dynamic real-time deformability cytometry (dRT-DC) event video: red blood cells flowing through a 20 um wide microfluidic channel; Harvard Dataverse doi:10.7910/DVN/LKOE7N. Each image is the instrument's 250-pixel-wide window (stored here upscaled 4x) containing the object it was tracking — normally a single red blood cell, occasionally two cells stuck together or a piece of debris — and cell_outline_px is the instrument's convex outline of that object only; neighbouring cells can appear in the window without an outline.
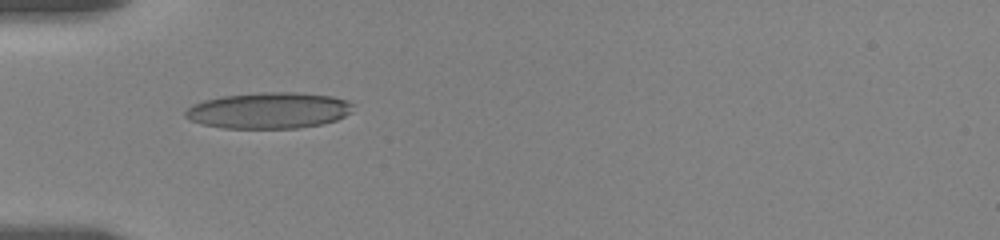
{"species": "human", "species_latin": "Homo sapiens", "temperature_condition": "room temperature", "stored_images_in_passage": 18, "camera_frame_rate_fps": 3000, "um_per_image_px": 0.085, "donor": {"sex": "female"}, "frame": {"image": 1, "passage_image": 1, "time_ms": 0.0, "image_size_px": [1000, 240], "cell_outline_px": [[352, 112], [336, 120], [320, 124], [300, 128], [224, 128], [204, 124], [188, 120], [184, 116], [184, 112], [192, 104], [204, 100], [220, 96], [264, 92], [296, 92], [332, 96], [348, 100], [352, 104]], "centroid_in_image_um": [22.84, 9.38], "position_along_channel_um": 62.2, "area_um2": 35.43}}
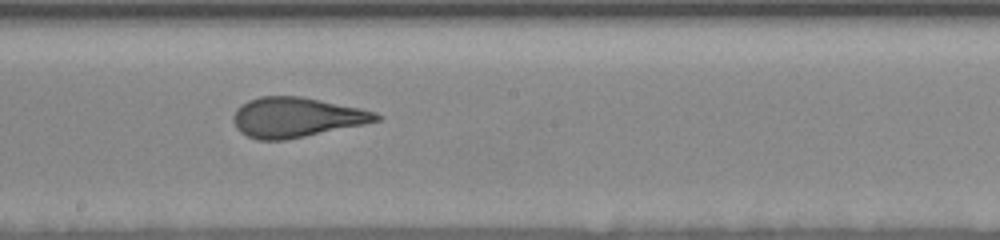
{"frame": {"image": 2, "passage_image": 7, "time_ms": 4.667, "image_size_px": [1000, 240], "cell_outline_px": [[384, 116], [380, 120], [364, 124], [284, 140], [256, 140], [240, 132], [236, 128], [232, 120], [232, 116], [236, 108], [240, 104], [248, 100], [260, 96], [300, 96], [360, 108], [376, 112]], "centroid_in_image_um": [25.15, 9.97], "position_along_channel_um": 223.0, "area_um2": 33.23}}
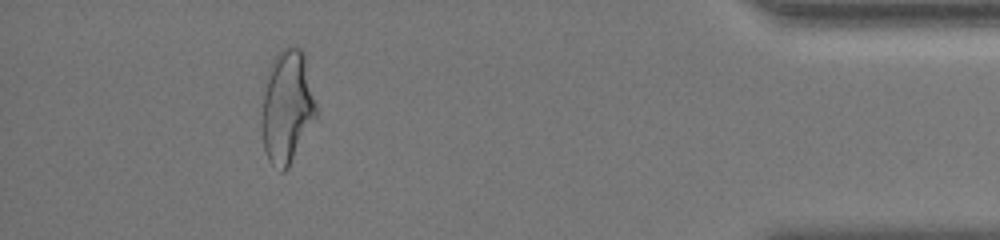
{"frame": {"image": 3, "passage_image": 16, "time_ms": 11.333, "image_size_px": [1000, 240], "cell_outline_px": [[316, 120], [288, 168], [284, 172], [280, 172], [268, 160], [264, 148], [264, 92], [268, 68], [272, 60], [288, 44], [300, 48], [304, 52], [316, 104]], "centroid_in_image_um": [24.44, 9.07], "position_along_channel_um": 410.8, "area_um2": 35.49}, "authors_computed_cell_mechanics": {"area_um2": 34.0153, "velocity_mm_per_s": 3.5223, "shape_relaxation_time_tau1_ms": 5.0768, "shape_relaxation_time_tau2_ms": 0.9399, "deformation_change_tau1": 0.1967, "deformation_change_tau2": 0.092}}